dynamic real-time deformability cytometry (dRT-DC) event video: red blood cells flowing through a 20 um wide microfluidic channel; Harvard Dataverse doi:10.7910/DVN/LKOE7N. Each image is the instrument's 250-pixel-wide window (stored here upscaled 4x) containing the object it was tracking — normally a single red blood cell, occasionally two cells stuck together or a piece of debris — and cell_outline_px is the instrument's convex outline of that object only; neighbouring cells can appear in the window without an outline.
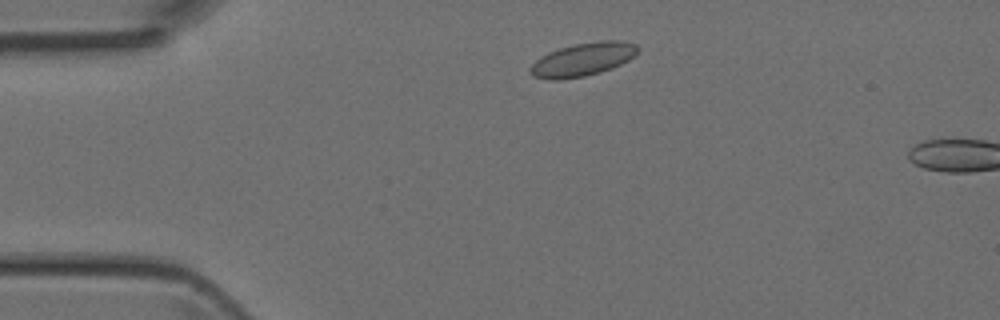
{"species": "Egyptian fruit bat (a non-hibernating species)", "species_latin": "Rousettus aegyptiacus", "temperature_condition": "room temperature", "stored_images_in_passage": 6, "camera_frame_rate_fps": 3000, "um_per_image_px": 0.085, "animal": {"sex": "female"}, "frame": {"image": 1, "passage_image": 4, "time_ms": 1.0, "image_size_px": [1000, 320], "cell_outline_px": [[640, 48], [628, 60], [612, 68], [600, 72], [584, 76], [560, 80], [548, 80], [532, 76], [528, 72], [528, 68], [540, 56], [548, 52], [560, 48], [576, 44], [600, 40], [624, 40], [636, 44]], "centroid_in_image_um": [49.5, 5.06], "position_along_channel_um": 35.5, "area_um2": 20.98}}